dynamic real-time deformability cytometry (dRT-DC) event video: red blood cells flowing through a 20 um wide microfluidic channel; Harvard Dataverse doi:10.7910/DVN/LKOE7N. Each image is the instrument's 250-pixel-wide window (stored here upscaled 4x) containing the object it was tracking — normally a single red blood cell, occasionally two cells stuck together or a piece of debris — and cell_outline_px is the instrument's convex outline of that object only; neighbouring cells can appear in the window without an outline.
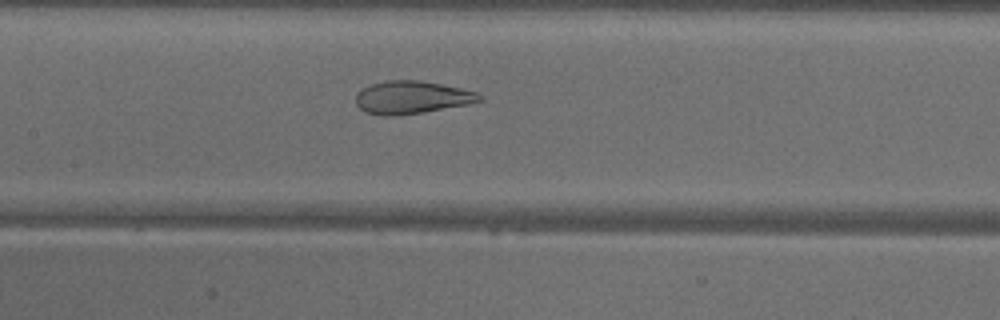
{"species": "common noctule bat (a hibernating species)", "species_latin": "Nyctalus noctula", "temperature_condition": "warm", "stored_images_in_passage": 41, "camera_frame_rate_fps": 3000, "um_per_image_px": 0.085, "animal": {"sex": "male", "body_mass_g": 18.8}, "frame": {"image": 1, "passage_image": 22, "time_ms": 7.0, "image_size_px": [1000, 320], "cell_outline_px": [[484, 100], [468, 104], [424, 112], [396, 116], [380, 116], [364, 112], [356, 104], [356, 92], [360, 88], [372, 84], [388, 80], [420, 80], [460, 88], [476, 92], [484, 96]], "centroid_in_image_um": [34.97, 8.29], "position_along_channel_um": 172.4, "area_um2": 23.87}}
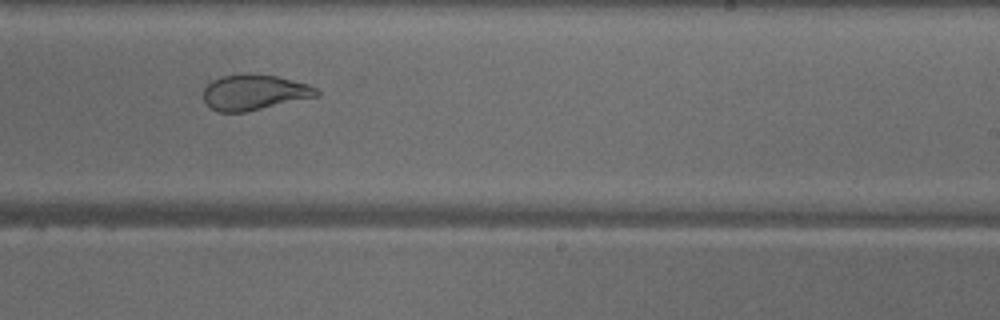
{"frame": {"image": 2, "passage_image": 29, "time_ms": 9.333, "image_size_px": [1000, 320], "cell_outline_px": [[320, 96], [244, 112], [216, 112], [208, 108], [204, 104], [204, 88], [212, 80], [220, 76], [244, 72], [248, 72], [276, 76], [308, 84], [316, 88], [320, 92]], "centroid_in_image_um": [21.58, 7.84], "position_along_channel_um": 267.4, "area_um2": 23.87}}
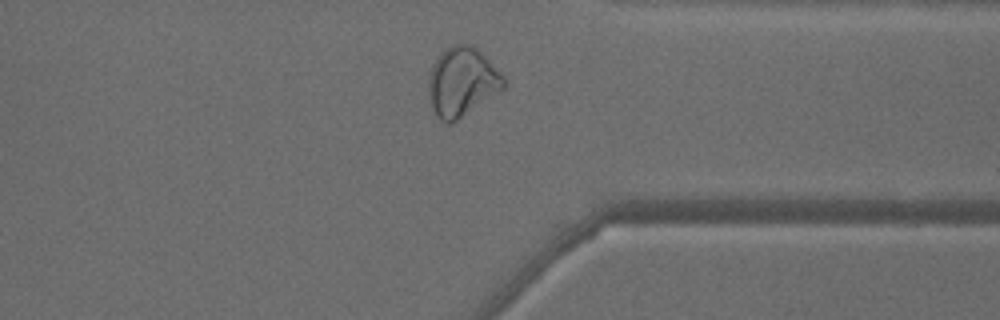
{"frame": {"image": 3, "passage_image": 37, "time_ms": 12.0, "image_size_px": [1000, 320], "cell_outline_px": [[504, 88], [452, 124], [448, 124], [440, 120], [432, 108], [428, 92], [428, 80], [432, 64], [444, 48], [452, 44], [472, 44], [504, 76]], "centroid_in_image_um": [39.23, 6.96], "position_along_channel_um": 372.2, "area_um2": 30.11}, "authors_computed_cell_mechanics": {"area_um2": 29.478, "velocity_mm_per_s": 4.0933, "shape_relaxation_time_tau1_ms": null, "shape_relaxation_time_tau2_ms": 0.9197, "deformation_change_tau1": null, "deformation_change_tau2": 0.0757}}